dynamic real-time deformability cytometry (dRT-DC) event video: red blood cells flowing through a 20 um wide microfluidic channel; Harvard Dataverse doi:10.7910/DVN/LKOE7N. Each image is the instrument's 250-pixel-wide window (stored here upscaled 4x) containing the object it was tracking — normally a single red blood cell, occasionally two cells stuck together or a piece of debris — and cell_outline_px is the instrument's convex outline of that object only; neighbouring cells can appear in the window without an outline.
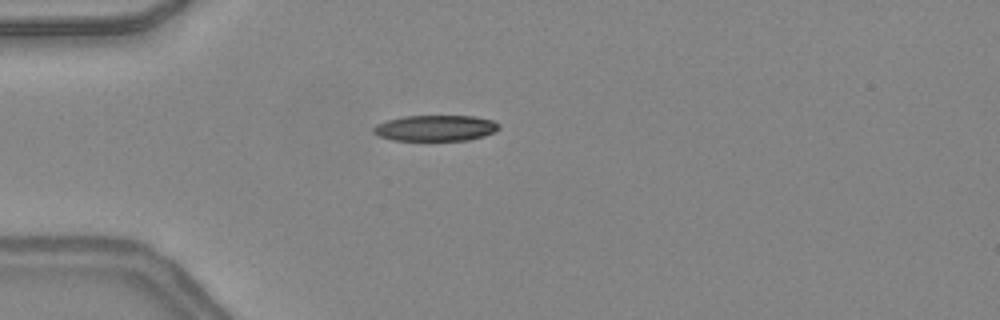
{"species": "common noctule bat (a hibernating species)", "species_latin": "Nyctalus noctula", "temperature_condition": "warm", "stored_images_in_passage": 35, "camera_frame_rate_fps": 3000, "um_per_image_px": 0.085, "animal": {"sex": "female", "body_mass_g": 24.6, "forearm_length_mm": 56.2}, "frame": {"image": 1, "passage_image": 1, "time_ms": 0.0, "image_size_px": [1000, 320], "cell_outline_px": [[500, 128], [496, 132], [484, 136], [468, 140], [392, 140], [380, 136], [372, 132], [372, 128], [376, 124], [388, 120], [404, 116], [476, 116], [492, 120], [500, 124]], "centroid_in_image_um": [37.05, 10.88], "position_along_channel_um": 48.0, "area_um2": 19.02}}
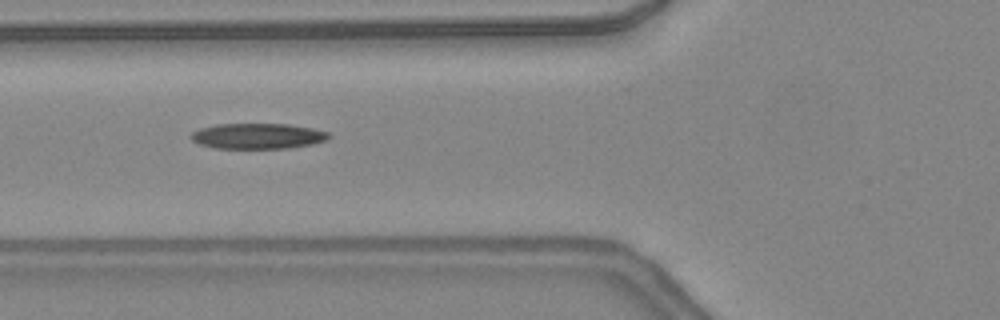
{"frame": {"image": 2, "passage_image": 6, "time_ms": 1.667, "image_size_px": [1000, 320], "cell_outline_px": [[332, 136], [328, 140], [296, 148], [212, 148], [200, 144], [192, 140], [188, 136], [192, 132], [200, 128], [216, 124], [288, 124], [312, 128], [328, 132]], "centroid_in_image_um": [21.92, 11.57], "position_along_channel_um": 103.9, "area_um2": 20.75}}
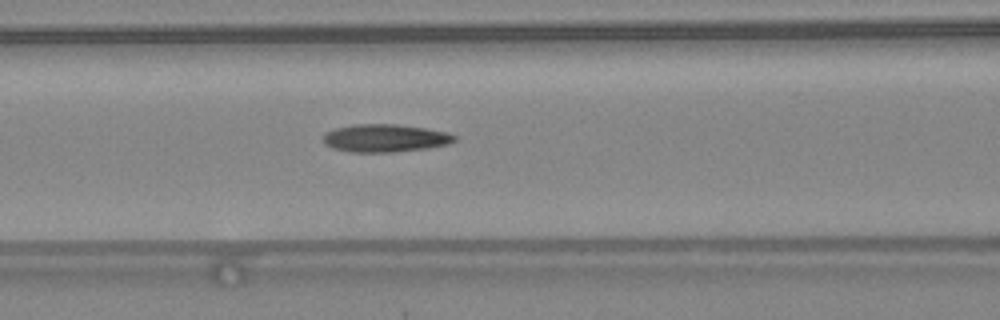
{"frame": {"image": 3, "passage_image": 8, "time_ms": 2.333, "image_size_px": [1000, 320], "cell_outline_px": [[456, 140], [448, 144], [428, 148], [392, 152], [348, 152], [332, 148], [324, 144], [324, 132], [336, 128], [352, 124], [396, 124], [424, 128], [448, 132], [456, 136]], "centroid_in_image_um": [32.71, 11.74], "position_along_channel_um": 133.9, "area_um2": 21.39}, "authors_computed_cell_mechanics": {"area_um2": 20.7502, "velocity_mm_per_s": 4.4087, "shape_relaxation_time_tau1_ms": null, "shape_relaxation_time_tau2_ms": 3.6894, "deformation_change_tau1": null, "deformation_change_tau2": 0.1544}}